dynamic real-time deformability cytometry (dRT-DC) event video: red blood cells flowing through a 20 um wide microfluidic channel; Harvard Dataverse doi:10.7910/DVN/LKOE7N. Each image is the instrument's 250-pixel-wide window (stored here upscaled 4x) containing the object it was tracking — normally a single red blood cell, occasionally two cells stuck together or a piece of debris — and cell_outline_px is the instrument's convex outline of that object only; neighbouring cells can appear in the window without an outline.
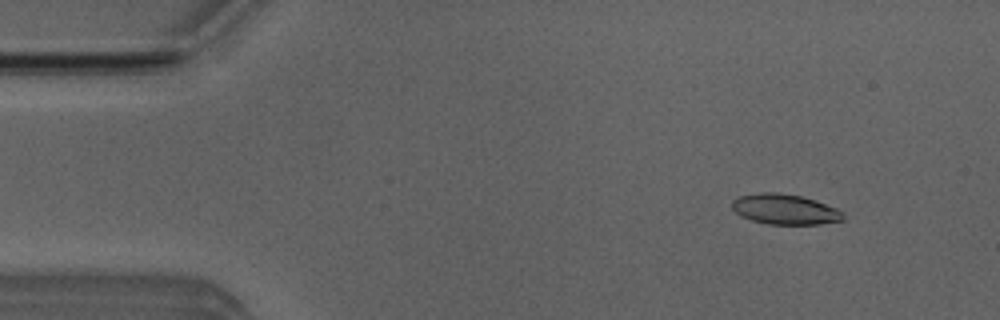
{"species": "Egyptian fruit bat (a non-hibernating species)", "species_latin": "Rousettus aegyptiacus", "temperature_condition": "room temperature", "stored_images_in_passage": 43, "camera_frame_rate_fps": 3000, "um_per_image_px": 0.085, "animal": {"sex": "male"}, "frame": {"image": 1, "passage_image": 1, "time_ms": 0.0, "image_size_px": [1000, 320], "cell_outline_px": [[844, 220], [820, 224], [768, 224], [752, 220], [740, 216], [732, 208], [732, 200], [736, 196], [760, 192], [780, 192], [800, 196], [816, 200], [836, 208], [844, 212]], "centroid_in_image_um": [66.7, 17.78], "position_along_channel_um": 18.3, "area_um2": 19.83}}
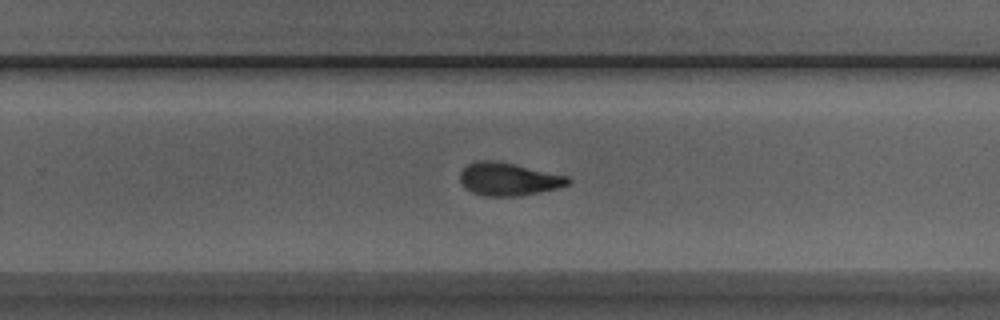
{"frame": {"image": 2, "passage_image": 28, "time_ms": 9.0, "image_size_px": [1000, 320], "cell_outline_px": [[572, 180], [568, 184], [556, 188], [540, 192], [520, 196], [484, 196], [472, 192], [460, 180], [460, 172], [468, 164], [476, 160], [496, 160], [568, 176]], "centroid_in_image_um": [43.23, 15.22], "position_along_channel_um": 286.6, "area_um2": 20.58}}
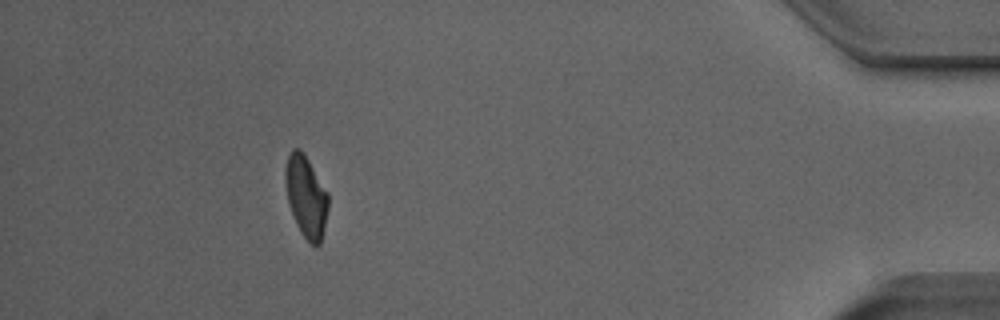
{"frame": {"image": 3, "passage_image": 42, "time_ms": 13.667, "image_size_px": [1000, 320], "cell_outline_px": [[328, 208], [324, 228], [320, 244], [316, 248], [300, 232], [296, 224], [288, 200], [284, 176], [284, 172], [288, 156], [292, 148], [300, 148], [304, 152], [328, 192]], "centroid_in_image_um": [26.02, 16.68], "position_along_channel_um": 409.2, "area_um2": 20.4}}